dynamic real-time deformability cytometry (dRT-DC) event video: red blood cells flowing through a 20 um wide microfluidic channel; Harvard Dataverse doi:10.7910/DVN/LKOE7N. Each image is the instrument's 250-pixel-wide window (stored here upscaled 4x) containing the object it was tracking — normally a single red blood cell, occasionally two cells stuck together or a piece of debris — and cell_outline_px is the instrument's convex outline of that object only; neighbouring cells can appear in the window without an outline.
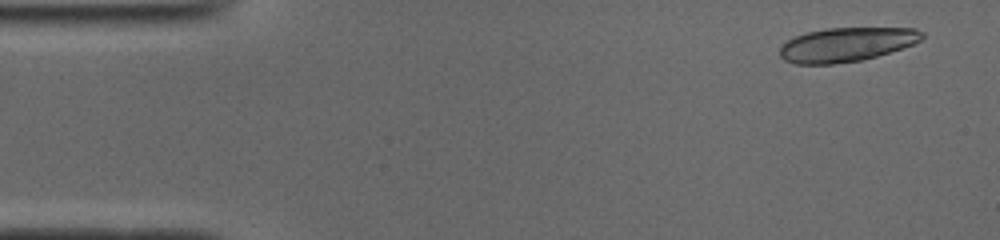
{"species": "common noctule bat (a hibernating species)", "species_latin": "Nyctalus noctula", "temperature_condition": "cold", "stored_images_in_passage": 14, "camera_frame_rate_fps": 3000, "um_per_image_px": 0.085, "animal": {"sex": "male", "body_mass_g": 19.0, "forearm_length_mm": 50.8}, "frame": {"image": 1, "passage_image": 1, "time_ms": 0.0, "image_size_px": [1000, 240], "cell_outline_px": [[924, 36], [920, 40], [912, 44], [876, 56], [860, 60], [832, 64], [796, 64], [784, 60], [780, 56], [780, 48], [788, 40], [796, 36], [808, 32], [828, 28], [916, 28], [924, 32]], "centroid_in_image_um": [71.94, 3.78], "position_along_channel_um": 13.1, "area_um2": 27.92}}